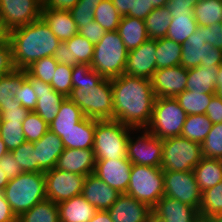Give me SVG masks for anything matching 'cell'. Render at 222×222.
<instances>
[{
    "label": "cell",
    "mask_w": 222,
    "mask_h": 222,
    "mask_svg": "<svg viewBox=\"0 0 222 222\" xmlns=\"http://www.w3.org/2000/svg\"><path fill=\"white\" fill-rule=\"evenodd\" d=\"M113 120L134 129L146 128L152 118L156 100L151 80L122 74L111 79Z\"/></svg>",
    "instance_id": "6da1fadb"
},
{
    "label": "cell",
    "mask_w": 222,
    "mask_h": 222,
    "mask_svg": "<svg viewBox=\"0 0 222 222\" xmlns=\"http://www.w3.org/2000/svg\"><path fill=\"white\" fill-rule=\"evenodd\" d=\"M68 98L87 118L113 120L111 79L103 78L88 63L73 66L72 90Z\"/></svg>",
    "instance_id": "7a4b0ae2"
},
{
    "label": "cell",
    "mask_w": 222,
    "mask_h": 222,
    "mask_svg": "<svg viewBox=\"0 0 222 222\" xmlns=\"http://www.w3.org/2000/svg\"><path fill=\"white\" fill-rule=\"evenodd\" d=\"M9 42L15 69L25 70L33 62L48 56L61 42L42 18L10 31Z\"/></svg>",
    "instance_id": "3957f363"
},
{
    "label": "cell",
    "mask_w": 222,
    "mask_h": 222,
    "mask_svg": "<svg viewBox=\"0 0 222 222\" xmlns=\"http://www.w3.org/2000/svg\"><path fill=\"white\" fill-rule=\"evenodd\" d=\"M3 194L18 218L38 202L47 198L45 194V172L21 173L9 180Z\"/></svg>",
    "instance_id": "277c9868"
},
{
    "label": "cell",
    "mask_w": 222,
    "mask_h": 222,
    "mask_svg": "<svg viewBox=\"0 0 222 222\" xmlns=\"http://www.w3.org/2000/svg\"><path fill=\"white\" fill-rule=\"evenodd\" d=\"M134 129L116 120H97L94 132L93 152L95 160L127 158V143Z\"/></svg>",
    "instance_id": "5b68a950"
},
{
    "label": "cell",
    "mask_w": 222,
    "mask_h": 222,
    "mask_svg": "<svg viewBox=\"0 0 222 222\" xmlns=\"http://www.w3.org/2000/svg\"><path fill=\"white\" fill-rule=\"evenodd\" d=\"M128 50L118 31L106 32L94 46L91 67L103 78H116L124 73Z\"/></svg>",
    "instance_id": "8992f818"
},
{
    "label": "cell",
    "mask_w": 222,
    "mask_h": 222,
    "mask_svg": "<svg viewBox=\"0 0 222 222\" xmlns=\"http://www.w3.org/2000/svg\"><path fill=\"white\" fill-rule=\"evenodd\" d=\"M187 114L175 97H156L146 129L159 139L181 136Z\"/></svg>",
    "instance_id": "52a82bcc"
},
{
    "label": "cell",
    "mask_w": 222,
    "mask_h": 222,
    "mask_svg": "<svg viewBox=\"0 0 222 222\" xmlns=\"http://www.w3.org/2000/svg\"><path fill=\"white\" fill-rule=\"evenodd\" d=\"M164 184L161 168L132 164L126 194L153 208L164 196Z\"/></svg>",
    "instance_id": "ba28073f"
},
{
    "label": "cell",
    "mask_w": 222,
    "mask_h": 222,
    "mask_svg": "<svg viewBox=\"0 0 222 222\" xmlns=\"http://www.w3.org/2000/svg\"><path fill=\"white\" fill-rule=\"evenodd\" d=\"M163 154L161 169L163 171L193 170L202 160L201 144L182 136L162 140Z\"/></svg>",
    "instance_id": "9c48e42d"
},
{
    "label": "cell",
    "mask_w": 222,
    "mask_h": 222,
    "mask_svg": "<svg viewBox=\"0 0 222 222\" xmlns=\"http://www.w3.org/2000/svg\"><path fill=\"white\" fill-rule=\"evenodd\" d=\"M182 57L180 65L186 69L198 66L209 67L211 65H220L222 63V49L211 46L204 42L201 26L181 44Z\"/></svg>",
    "instance_id": "30bf717a"
},
{
    "label": "cell",
    "mask_w": 222,
    "mask_h": 222,
    "mask_svg": "<svg viewBox=\"0 0 222 222\" xmlns=\"http://www.w3.org/2000/svg\"><path fill=\"white\" fill-rule=\"evenodd\" d=\"M164 196L174 198L199 210L202 192L193 170L163 171Z\"/></svg>",
    "instance_id": "8fae6325"
},
{
    "label": "cell",
    "mask_w": 222,
    "mask_h": 222,
    "mask_svg": "<svg viewBox=\"0 0 222 222\" xmlns=\"http://www.w3.org/2000/svg\"><path fill=\"white\" fill-rule=\"evenodd\" d=\"M85 175L53 168L45 171V194L54 203H61L82 193Z\"/></svg>",
    "instance_id": "7c38bea8"
},
{
    "label": "cell",
    "mask_w": 222,
    "mask_h": 222,
    "mask_svg": "<svg viewBox=\"0 0 222 222\" xmlns=\"http://www.w3.org/2000/svg\"><path fill=\"white\" fill-rule=\"evenodd\" d=\"M142 131L143 134L137 135V138L131 137L134 130L130 133L127 143V158L132 164L161 168L162 139L151 134L146 128Z\"/></svg>",
    "instance_id": "4fadbf2b"
},
{
    "label": "cell",
    "mask_w": 222,
    "mask_h": 222,
    "mask_svg": "<svg viewBox=\"0 0 222 222\" xmlns=\"http://www.w3.org/2000/svg\"><path fill=\"white\" fill-rule=\"evenodd\" d=\"M40 0H0V14L11 31L41 18Z\"/></svg>",
    "instance_id": "5bb4252c"
},
{
    "label": "cell",
    "mask_w": 222,
    "mask_h": 222,
    "mask_svg": "<svg viewBox=\"0 0 222 222\" xmlns=\"http://www.w3.org/2000/svg\"><path fill=\"white\" fill-rule=\"evenodd\" d=\"M156 70V39H148L138 48L128 51L124 74L151 80Z\"/></svg>",
    "instance_id": "9a60e30c"
},
{
    "label": "cell",
    "mask_w": 222,
    "mask_h": 222,
    "mask_svg": "<svg viewBox=\"0 0 222 222\" xmlns=\"http://www.w3.org/2000/svg\"><path fill=\"white\" fill-rule=\"evenodd\" d=\"M188 69L182 65L157 69L151 79L156 97H176L186 90Z\"/></svg>",
    "instance_id": "2e32d148"
},
{
    "label": "cell",
    "mask_w": 222,
    "mask_h": 222,
    "mask_svg": "<svg viewBox=\"0 0 222 222\" xmlns=\"http://www.w3.org/2000/svg\"><path fill=\"white\" fill-rule=\"evenodd\" d=\"M132 162L128 158L96 160L94 174L119 193H126Z\"/></svg>",
    "instance_id": "e0dca14e"
},
{
    "label": "cell",
    "mask_w": 222,
    "mask_h": 222,
    "mask_svg": "<svg viewBox=\"0 0 222 222\" xmlns=\"http://www.w3.org/2000/svg\"><path fill=\"white\" fill-rule=\"evenodd\" d=\"M26 79L30 82L38 97L34 112L49 125L56 117L60 105L66 97L63 94L56 92L50 84L31 77L27 72Z\"/></svg>",
    "instance_id": "ac0fdd59"
},
{
    "label": "cell",
    "mask_w": 222,
    "mask_h": 222,
    "mask_svg": "<svg viewBox=\"0 0 222 222\" xmlns=\"http://www.w3.org/2000/svg\"><path fill=\"white\" fill-rule=\"evenodd\" d=\"M94 46L89 40L80 34H76L69 40L60 42L54 51L53 57L58 63L68 66L81 63L91 64Z\"/></svg>",
    "instance_id": "d6986e66"
},
{
    "label": "cell",
    "mask_w": 222,
    "mask_h": 222,
    "mask_svg": "<svg viewBox=\"0 0 222 222\" xmlns=\"http://www.w3.org/2000/svg\"><path fill=\"white\" fill-rule=\"evenodd\" d=\"M107 211L113 222H146L152 208L131 195L121 193Z\"/></svg>",
    "instance_id": "ffe728a7"
},
{
    "label": "cell",
    "mask_w": 222,
    "mask_h": 222,
    "mask_svg": "<svg viewBox=\"0 0 222 222\" xmlns=\"http://www.w3.org/2000/svg\"><path fill=\"white\" fill-rule=\"evenodd\" d=\"M120 194L94 173L85 177L81 193L91 205L101 211L108 210Z\"/></svg>",
    "instance_id": "44dd1931"
},
{
    "label": "cell",
    "mask_w": 222,
    "mask_h": 222,
    "mask_svg": "<svg viewBox=\"0 0 222 222\" xmlns=\"http://www.w3.org/2000/svg\"><path fill=\"white\" fill-rule=\"evenodd\" d=\"M95 164L93 149L65 148L59 156L55 168L87 176L94 173Z\"/></svg>",
    "instance_id": "7402d4cb"
},
{
    "label": "cell",
    "mask_w": 222,
    "mask_h": 222,
    "mask_svg": "<svg viewBox=\"0 0 222 222\" xmlns=\"http://www.w3.org/2000/svg\"><path fill=\"white\" fill-rule=\"evenodd\" d=\"M36 151V163L44 170L55 168L59 156L65 149L59 136L48 130L44 136L33 142Z\"/></svg>",
    "instance_id": "603a6c76"
},
{
    "label": "cell",
    "mask_w": 222,
    "mask_h": 222,
    "mask_svg": "<svg viewBox=\"0 0 222 222\" xmlns=\"http://www.w3.org/2000/svg\"><path fill=\"white\" fill-rule=\"evenodd\" d=\"M152 210L166 222H194L200 216L197 208L166 196H163Z\"/></svg>",
    "instance_id": "cb8c5ba5"
},
{
    "label": "cell",
    "mask_w": 222,
    "mask_h": 222,
    "mask_svg": "<svg viewBox=\"0 0 222 222\" xmlns=\"http://www.w3.org/2000/svg\"><path fill=\"white\" fill-rule=\"evenodd\" d=\"M96 119L85 117L68 131H59L65 148L93 149Z\"/></svg>",
    "instance_id": "d4e9b609"
},
{
    "label": "cell",
    "mask_w": 222,
    "mask_h": 222,
    "mask_svg": "<svg viewBox=\"0 0 222 222\" xmlns=\"http://www.w3.org/2000/svg\"><path fill=\"white\" fill-rule=\"evenodd\" d=\"M41 18L61 42H65L78 34L77 25L70 11L42 8Z\"/></svg>",
    "instance_id": "484cf974"
},
{
    "label": "cell",
    "mask_w": 222,
    "mask_h": 222,
    "mask_svg": "<svg viewBox=\"0 0 222 222\" xmlns=\"http://www.w3.org/2000/svg\"><path fill=\"white\" fill-rule=\"evenodd\" d=\"M57 205L59 222H89L98 211L81 194Z\"/></svg>",
    "instance_id": "4316f807"
},
{
    "label": "cell",
    "mask_w": 222,
    "mask_h": 222,
    "mask_svg": "<svg viewBox=\"0 0 222 222\" xmlns=\"http://www.w3.org/2000/svg\"><path fill=\"white\" fill-rule=\"evenodd\" d=\"M220 65L198 66L188 69L186 90L215 94L216 79Z\"/></svg>",
    "instance_id": "83f0119b"
},
{
    "label": "cell",
    "mask_w": 222,
    "mask_h": 222,
    "mask_svg": "<svg viewBox=\"0 0 222 222\" xmlns=\"http://www.w3.org/2000/svg\"><path fill=\"white\" fill-rule=\"evenodd\" d=\"M117 31L128 51L138 48L149 39L145 21L140 18L121 17Z\"/></svg>",
    "instance_id": "f1b7e54d"
},
{
    "label": "cell",
    "mask_w": 222,
    "mask_h": 222,
    "mask_svg": "<svg viewBox=\"0 0 222 222\" xmlns=\"http://www.w3.org/2000/svg\"><path fill=\"white\" fill-rule=\"evenodd\" d=\"M193 172L198 187L203 192L222 181V159L203 157Z\"/></svg>",
    "instance_id": "f546056e"
},
{
    "label": "cell",
    "mask_w": 222,
    "mask_h": 222,
    "mask_svg": "<svg viewBox=\"0 0 222 222\" xmlns=\"http://www.w3.org/2000/svg\"><path fill=\"white\" fill-rule=\"evenodd\" d=\"M85 118L80 108L68 97L61 103L54 120L49 124V130L59 136V131H68Z\"/></svg>",
    "instance_id": "4dcf8cb0"
},
{
    "label": "cell",
    "mask_w": 222,
    "mask_h": 222,
    "mask_svg": "<svg viewBox=\"0 0 222 222\" xmlns=\"http://www.w3.org/2000/svg\"><path fill=\"white\" fill-rule=\"evenodd\" d=\"M182 47L167 37L156 39V65L157 69L175 67L180 65Z\"/></svg>",
    "instance_id": "1f68e13d"
},
{
    "label": "cell",
    "mask_w": 222,
    "mask_h": 222,
    "mask_svg": "<svg viewBox=\"0 0 222 222\" xmlns=\"http://www.w3.org/2000/svg\"><path fill=\"white\" fill-rule=\"evenodd\" d=\"M213 123L205 114L187 115L181 136L202 143L209 134Z\"/></svg>",
    "instance_id": "d6a6232c"
},
{
    "label": "cell",
    "mask_w": 222,
    "mask_h": 222,
    "mask_svg": "<svg viewBox=\"0 0 222 222\" xmlns=\"http://www.w3.org/2000/svg\"><path fill=\"white\" fill-rule=\"evenodd\" d=\"M17 222H59L58 205L46 198L21 214Z\"/></svg>",
    "instance_id": "836d02e7"
},
{
    "label": "cell",
    "mask_w": 222,
    "mask_h": 222,
    "mask_svg": "<svg viewBox=\"0 0 222 222\" xmlns=\"http://www.w3.org/2000/svg\"><path fill=\"white\" fill-rule=\"evenodd\" d=\"M171 20L172 16L166 6L154 8L144 19L149 39L166 37Z\"/></svg>",
    "instance_id": "e575fe53"
},
{
    "label": "cell",
    "mask_w": 222,
    "mask_h": 222,
    "mask_svg": "<svg viewBox=\"0 0 222 222\" xmlns=\"http://www.w3.org/2000/svg\"><path fill=\"white\" fill-rule=\"evenodd\" d=\"M193 11L198 26L222 23V0H199Z\"/></svg>",
    "instance_id": "d590c367"
},
{
    "label": "cell",
    "mask_w": 222,
    "mask_h": 222,
    "mask_svg": "<svg viewBox=\"0 0 222 222\" xmlns=\"http://www.w3.org/2000/svg\"><path fill=\"white\" fill-rule=\"evenodd\" d=\"M171 21L166 37L180 44L184 43L198 27L194 15L172 16Z\"/></svg>",
    "instance_id": "8d00e7d4"
},
{
    "label": "cell",
    "mask_w": 222,
    "mask_h": 222,
    "mask_svg": "<svg viewBox=\"0 0 222 222\" xmlns=\"http://www.w3.org/2000/svg\"><path fill=\"white\" fill-rule=\"evenodd\" d=\"M26 79V71L14 69L11 73L0 77V107L15 103L16 90Z\"/></svg>",
    "instance_id": "74e56055"
},
{
    "label": "cell",
    "mask_w": 222,
    "mask_h": 222,
    "mask_svg": "<svg viewBox=\"0 0 222 222\" xmlns=\"http://www.w3.org/2000/svg\"><path fill=\"white\" fill-rule=\"evenodd\" d=\"M214 94L185 90L175 98L187 115L205 114Z\"/></svg>",
    "instance_id": "f35d334b"
},
{
    "label": "cell",
    "mask_w": 222,
    "mask_h": 222,
    "mask_svg": "<svg viewBox=\"0 0 222 222\" xmlns=\"http://www.w3.org/2000/svg\"><path fill=\"white\" fill-rule=\"evenodd\" d=\"M198 212L201 216L210 218H214L222 212V181L202 192Z\"/></svg>",
    "instance_id": "ab89813d"
},
{
    "label": "cell",
    "mask_w": 222,
    "mask_h": 222,
    "mask_svg": "<svg viewBox=\"0 0 222 222\" xmlns=\"http://www.w3.org/2000/svg\"><path fill=\"white\" fill-rule=\"evenodd\" d=\"M121 17L112 0H103L95 8L94 21L99 23L106 32L117 31Z\"/></svg>",
    "instance_id": "60d3db41"
},
{
    "label": "cell",
    "mask_w": 222,
    "mask_h": 222,
    "mask_svg": "<svg viewBox=\"0 0 222 222\" xmlns=\"http://www.w3.org/2000/svg\"><path fill=\"white\" fill-rule=\"evenodd\" d=\"M18 161L23 172H45L36 163V151L33 147V142L25 141L19 147L11 151Z\"/></svg>",
    "instance_id": "b9f144b4"
},
{
    "label": "cell",
    "mask_w": 222,
    "mask_h": 222,
    "mask_svg": "<svg viewBox=\"0 0 222 222\" xmlns=\"http://www.w3.org/2000/svg\"><path fill=\"white\" fill-rule=\"evenodd\" d=\"M201 149L205 158L222 159V122L212 125Z\"/></svg>",
    "instance_id": "7bdbcfd3"
},
{
    "label": "cell",
    "mask_w": 222,
    "mask_h": 222,
    "mask_svg": "<svg viewBox=\"0 0 222 222\" xmlns=\"http://www.w3.org/2000/svg\"><path fill=\"white\" fill-rule=\"evenodd\" d=\"M22 128V122H1L0 138L8 151H13L26 141Z\"/></svg>",
    "instance_id": "ee69618b"
},
{
    "label": "cell",
    "mask_w": 222,
    "mask_h": 222,
    "mask_svg": "<svg viewBox=\"0 0 222 222\" xmlns=\"http://www.w3.org/2000/svg\"><path fill=\"white\" fill-rule=\"evenodd\" d=\"M25 140L36 142L49 130V125L34 111H30L22 122Z\"/></svg>",
    "instance_id": "f6af8a7d"
},
{
    "label": "cell",
    "mask_w": 222,
    "mask_h": 222,
    "mask_svg": "<svg viewBox=\"0 0 222 222\" xmlns=\"http://www.w3.org/2000/svg\"><path fill=\"white\" fill-rule=\"evenodd\" d=\"M57 65L58 62L54 59V57L48 56L33 62L25 69V71L31 77L50 84L53 79V74H55Z\"/></svg>",
    "instance_id": "bcb514c9"
},
{
    "label": "cell",
    "mask_w": 222,
    "mask_h": 222,
    "mask_svg": "<svg viewBox=\"0 0 222 222\" xmlns=\"http://www.w3.org/2000/svg\"><path fill=\"white\" fill-rule=\"evenodd\" d=\"M73 66L58 63L50 86L58 93L68 97L72 90Z\"/></svg>",
    "instance_id": "7dc6e473"
},
{
    "label": "cell",
    "mask_w": 222,
    "mask_h": 222,
    "mask_svg": "<svg viewBox=\"0 0 222 222\" xmlns=\"http://www.w3.org/2000/svg\"><path fill=\"white\" fill-rule=\"evenodd\" d=\"M15 100L20 102L29 112L34 111L38 97L27 79H25L21 87L16 90Z\"/></svg>",
    "instance_id": "c3c4849f"
},
{
    "label": "cell",
    "mask_w": 222,
    "mask_h": 222,
    "mask_svg": "<svg viewBox=\"0 0 222 222\" xmlns=\"http://www.w3.org/2000/svg\"><path fill=\"white\" fill-rule=\"evenodd\" d=\"M1 122H23L29 113L22 104L15 100V103L5 105V107H0Z\"/></svg>",
    "instance_id": "681fc988"
},
{
    "label": "cell",
    "mask_w": 222,
    "mask_h": 222,
    "mask_svg": "<svg viewBox=\"0 0 222 222\" xmlns=\"http://www.w3.org/2000/svg\"><path fill=\"white\" fill-rule=\"evenodd\" d=\"M70 13L73 17L74 22L77 25V28L85 26V24L90 23L94 20V5L89 4H76L71 10Z\"/></svg>",
    "instance_id": "f907efd6"
},
{
    "label": "cell",
    "mask_w": 222,
    "mask_h": 222,
    "mask_svg": "<svg viewBox=\"0 0 222 222\" xmlns=\"http://www.w3.org/2000/svg\"><path fill=\"white\" fill-rule=\"evenodd\" d=\"M204 42L222 49V23H213L209 26H201Z\"/></svg>",
    "instance_id": "816d5d0a"
},
{
    "label": "cell",
    "mask_w": 222,
    "mask_h": 222,
    "mask_svg": "<svg viewBox=\"0 0 222 222\" xmlns=\"http://www.w3.org/2000/svg\"><path fill=\"white\" fill-rule=\"evenodd\" d=\"M105 33V29L94 20L78 29V34L89 40L94 45L104 37Z\"/></svg>",
    "instance_id": "f5cc1de1"
},
{
    "label": "cell",
    "mask_w": 222,
    "mask_h": 222,
    "mask_svg": "<svg viewBox=\"0 0 222 222\" xmlns=\"http://www.w3.org/2000/svg\"><path fill=\"white\" fill-rule=\"evenodd\" d=\"M14 69L10 42H0V76L9 74Z\"/></svg>",
    "instance_id": "db71d44e"
},
{
    "label": "cell",
    "mask_w": 222,
    "mask_h": 222,
    "mask_svg": "<svg viewBox=\"0 0 222 222\" xmlns=\"http://www.w3.org/2000/svg\"><path fill=\"white\" fill-rule=\"evenodd\" d=\"M199 0H169L166 7L171 16L186 14L193 15V9Z\"/></svg>",
    "instance_id": "11a10c76"
},
{
    "label": "cell",
    "mask_w": 222,
    "mask_h": 222,
    "mask_svg": "<svg viewBox=\"0 0 222 222\" xmlns=\"http://www.w3.org/2000/svg\"><path fill=\"white\" fill-rule=\"evenodd\" d=\"M0 168L7 174V177L13 179L23 173V170L19 166L18 161L15 159L13 153L8 151L1 159H0Z\"/></svg>",
    "instance_id": "9f6ffc18"
},
{
    "label": "cell",
    "mask_w": 222,
    "mask_h": 222,
    "mask_svg": "<svg viewBox=\"0 0 222 222\" xmlns=\"http://www.w3.org/2000/svg\"><path fill=\"white\" fill-rule=\"evenodd\" d=\"M205 115L213 124L222 122V99H220L216 94L213 95L210 104L206 108Z\"/></svg>",
    "instance_id": "6f0895ef"
},
{
    "label": "cell",
    "mask_w": 222,
    "mask_h": 222,
    "mask_svg": "<svg viewBox=\"0 0 222 222\" xmlns=\"http://www.w3.org/2000/svg\"><path fill=\"white\" fill-rule=\"evenodd\" d=\"M153 9L150 0H134L133 11H130L127 16L144 20Z\"/></svg>",
    "instance_id": "680465c9"
},
{
    "label": "cell",
    "mask_w": 222,
    "mask_h": 222,
    "mask_svg": "<svg viewBox=\"0 0 222 222\" xmlns=\"http://www.w3.org/2000/svg\"><path fill=\"white\" fill-rule=\"evenodd\" d=\"M79 0H42V8L70 11Z\"/></svg>",
    "instance_id": "91938a15"
},
{
    "label": "cell",
    "mask_w": 222,
    "mask_h": 222,
    "mask_svg": "<svg viewBox=\"0 0 222 222\" xmlns=\"http://www.w3.org/2000/svg\"><path fill=\"white\" fill-rule=\"evenodd\" d=\"M0 222H17V217L5 199L3 192H0Z\"/></svg>",
    "instance_id": "94428289"
},
{
    "label": "cell",
    "mask_w": 222,
    "mask_h": 222,
    "mask_svg": "<svg viewBox=\"0 0 222 222\" xmlns=\"http://www.w3.org/2000/svg\"><path fill=\"white\" fill-rule=\"evenodd\" d=\"M112 2L122 17L133 11L134 0H112Z\"/></svg>",
    "instance_id": "6125c7cd"
},
{
    "label": "cell",
    "mask_w": 222,
    "mask_h": 222,
    "mask_svg": "<svg viewBox=\"0 0 222 222\" xmlns=\"http://www.w3.org/2000/svg\"><path fill=\"white\" fill-rule=\"evenodd\" d=\"M89 222H113L107 210H98Z\"/></svg>",
    "instance_id": "be15d7a7"
},
{
    "label": "cell",
    "mask_w": 222,
    "mask_h": 222,
    "mask_svg": "<svg viewBox=\"0 0 222 222\" xmlns=\"http://www.w3.org/2000/svg\"><path fill=\"white\" fill-rule=\"evenodd\" d=\"M10 30L6 27L3 17L0 14V42L9 41Z\"/></svg>",
    "instance_id": "e7e4bbea"
},
{
    "label": "cell",
    "mask_w": 222,
    "mask_h": 222,
    "mask_svg": "<svg viewBox=\"0 0 222 222\" xmlns=\"http://www.w3.org/2000/svg\"><path fill=\"white\" fill-rule=\"evenodd\" d=\"M8 182H9V178L7 177V174L4 173L2 168H0V192H3Z\"/></svg>",
    "instance_id": "03108f58"
},
{
    "label": "cell",
    "mask_w": 222,
    "mask_h": 222,
    "mask_svg": "<svg viewBox=\"0 0 222 222\" xmlns=\"http://www.w3.org/2000/svg\"><path fill=\"white\" fill-rule=\"evenodd\" d=\"M146 222H166L164 218L159 216L157 213H155L153 210L149 213L147 221Z\"/></svg>",
    "instance_id": "003e7915"
},
{
    "label": "cell",
    "mask_w": 222,
    "mask_h": 222,
    "mask_svg": "<svg viewBox=\"0 0 222 222\" xmlns=\"http://www.w3.org/2000/svg\"><path fill=\"white\" fill-rule=\"evenodd\" d=\"M168 1L169 0H150L151 5H153L154 8L164 7Z\"/></svg>",
    "instance_id": "a7ac6f4b"
},
{
    "label": "cell",
    "mask_w": 222,
    "mask_h": 222,
    "mask_svg": "<svg viewBox=\"0 0 222 222\" xmlns=\"http://www.w3.org/2000/svg\"><path fill=\"white\" fill-rule=\"evenodd\" d=\"M103 0H79L77 4H89L94 5V9L102 2Z\"/></svg>",
    "instance_id": "89a4df30"
},
{
    "label": "cell",
    "mask_w": 222,
    "mask_h": 222,
    "mask_svg": "<svg viewBox=\"0 0 222 222\" xmlns=\"http://www.w3.org/2000/svg\"><path fill=\"white\" fill-rule=\"evenodd\" d=\"M216 88H222V63L220 64L216 79Z\"/></svg>",
    "instance_id": "2644e50d"
},
{
    "label": "cell",
    "mask_w": 222,
    "mask_h": 222,
    "mask_svg": "<svg viewBox=\"0 0 222 222\" xmlns=\"http://www.w3.org/2000/svg\"><path fill=\"white\" fill-rule=\"evenodd\" d=\"M8 152L5 143L0 138V159Z\"/></svg>",
    "instance_id": "8c879c8a"
},
{
    "label": "cell",
    "mask_w": 222,
    "mask_h": 222,
    "mask_svg": "<svg viewBox=\"0 0 222 222\" xmlns=\"http://www.w3.org/2000/svg\"><path fill=\"white\" fill-rule=\"evenodd\" d=\"M194 222H215L214 218L199 216Z\"/></svg>",
    "instance_id": "753ad0ef"
},
{
    "label": "cell",
    "mask_w": 222,
    "mask_h": 222,
    "mask_svg": "<svg viewBox=\"0 0 222 222\" xmlns=\"http://www.w3.org/2000/svg\"><path fill=\"white\" fill-rule=\"evenodd\" d=\"M215 94L222 99V88H215Z\"/></svg>",
    "instance_id": "34e18365"
},
{
    "label": "cell",
    "mask_w": 222,
    "mask_h": 222,
    "mask_svg": "<svg viewBox=\"0 0 222 222\" xmlns=\"http://www.w3.org/2000/svg\"><path fill=\"white\" fill-rule=\"evenodd\" d=\"M215 222H222V212L219 213L216 217H214Z\"/></svg>",
    "instance_id": "11e5206c"
},
{
    "label": "cell",
    "mask_w": 222,
    "mask_h": 222,
    "mask_svg": "<svg viewBox=\"0 0 222 222\" xmlns=\"http://www.w3.org/2000/svg\"><path fill=\"white\" fill-rule=\"evenodd\" d=\"M1 121H2V117H1V112H0V124H1Z\"/></svg>",
    "instance_id": "2a66077c"
}]
</instances>
